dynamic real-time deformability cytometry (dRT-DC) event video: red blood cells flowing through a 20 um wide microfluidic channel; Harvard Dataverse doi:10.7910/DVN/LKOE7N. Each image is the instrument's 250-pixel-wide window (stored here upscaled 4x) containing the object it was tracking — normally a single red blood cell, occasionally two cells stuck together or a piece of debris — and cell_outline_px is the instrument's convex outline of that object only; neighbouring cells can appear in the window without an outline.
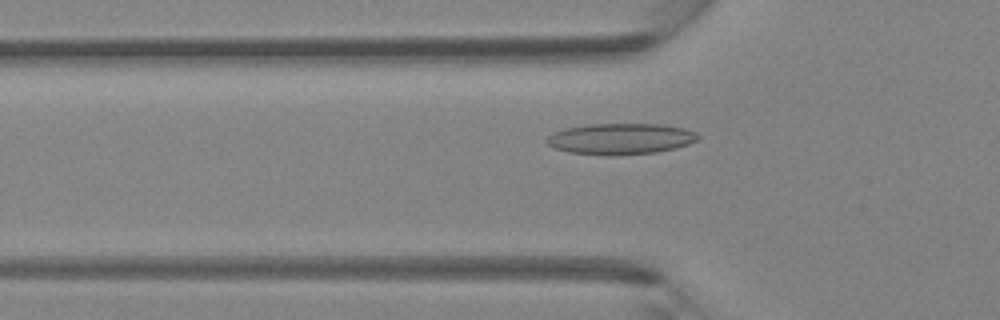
{"species": "Egyptian fruit bat (a non-hibernating species)", "species_latin": "Rousettus aegyptiacus", "temperature_condition": "room temperature", "stored_images_in_passage": 37, "camera_frame_rate_fps": 3000, "um_per_image_px": 0.085, "animal": {"sex": "female"}, "frame": {"image": 1, "passage_image": 8, "time_ms": 2.333, "image_size_px": [1000, 320], "cell_outline_px": [[700, 136], [696, 140], [688, 144], [656, 152], [608, 156], [568, 152], [552, 148], [544, 140], [552, 132], [564, 128], [588, 124], [664, 124], [684, 128]], "centroid_in_image_um": [52.66, 11.8], "position_along_channel_um": 73.1, "area_um2": 27.46}}
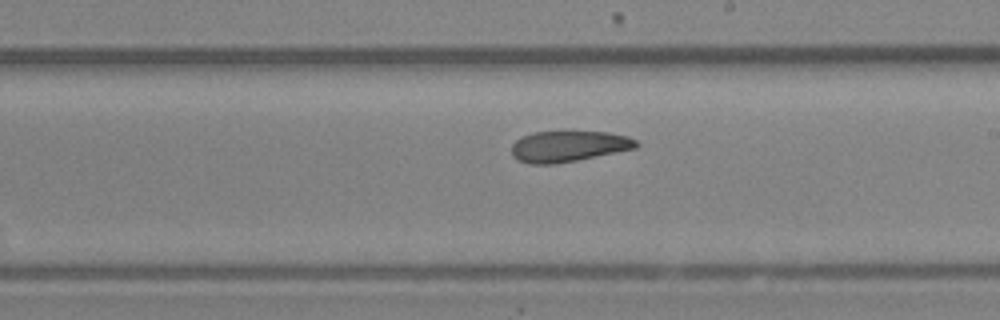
{"frame": {"image": 2, "passage_image": 19, "time_ms": 6.0, "image_size_px": [1000, 320], "cell_outline_px": [[640, 144], [636, 148], [556, 164], [528, 164], [516, 160], [512, 156], [512, 144], [516, 140], [532, 132], [608, 132], [628, 136], [636, 140]], "centroid_in_image_um": [48.3, 12.44], "position_along_channel_um": 240.7, "area_um2": 22.43}}
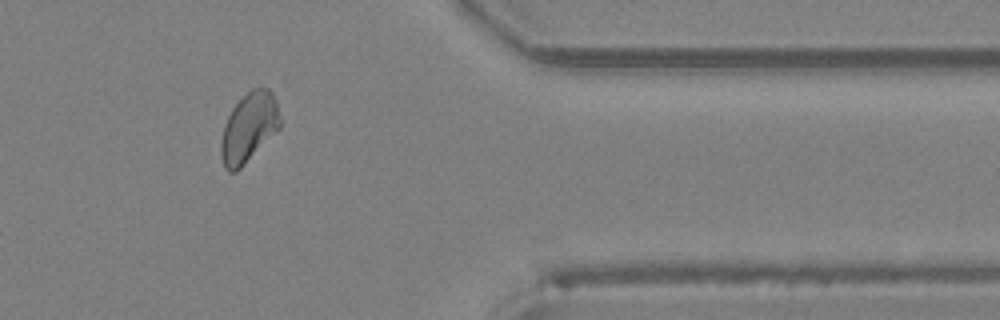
{"frame": {"image": 3, "passage_image": 30, "time_ms": 9.667, "image_size_px": [1000, 320], "cell_outline_px": [[280, 128], [236, 172], [228, 172], [224, 168], [220, 156], [220, 144], [224, 124], [232, 108], [252, 88], [268, 88], [272, 92], [276, 100], [280, 116]], "centroid_in_image_um": [21.14, 10.86], "position_along_channel_um": 390.3, "area_um2": 23.81}}